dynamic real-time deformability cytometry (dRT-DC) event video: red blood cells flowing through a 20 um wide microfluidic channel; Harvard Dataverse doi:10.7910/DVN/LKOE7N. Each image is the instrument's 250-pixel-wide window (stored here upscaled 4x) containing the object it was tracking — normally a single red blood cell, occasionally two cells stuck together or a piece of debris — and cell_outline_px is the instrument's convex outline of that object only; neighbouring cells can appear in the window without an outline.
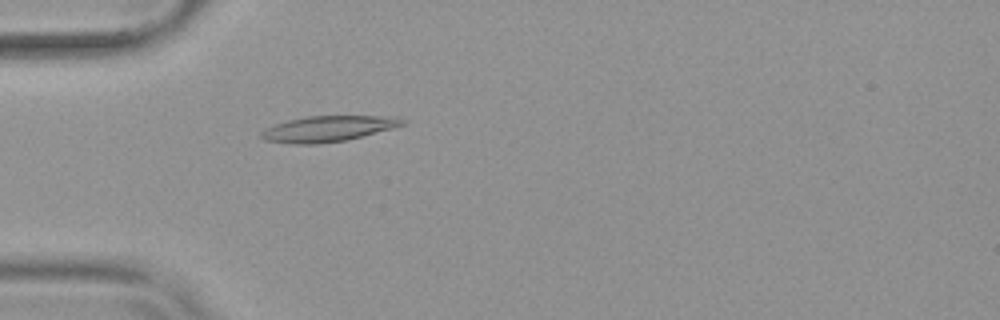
{"species": "common noctule bat (a hibernating species)", "species_latin": "Nyctalus noctula", "temperature_condition": "warm", "stored_images_in_passage": 35, "camera_frame_rate_fps": 3000, "um_per_image_px": 0.085, "animal": {"sex": "female", "body_mass_g": 19.9}, "frame": {"image": 1, "passage_image": 3, "time_ms": 0.667, "image_size_px": [1000, 320], "cell_outline_px": [[408, 124], [344, 140], [316, 144], [292, 144], [264, 140], [260, 136], [260, 132], [264, 128], [288, 120], [308, 116], [396, 116], [408, 120]], "centroid_in_image_um": [27.89, 10.93], "position_along_channel_um": 57.1, "area_um2": 21.15}}
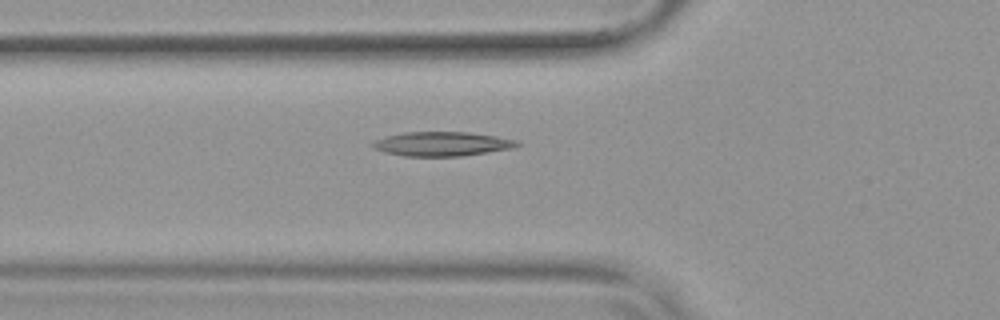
{"frame": {"image": 2, "passage_image": 6, "time_ms": 1.667, "image_size_px": [1000, 320], "cell_outline_px": [[520, 144], [516, 148], [464, 156], [404, 156], [384, 152], [372, 148], [368, 144], [384, 136], [404, 132], [468, 132], [496, 136], [520, 140]], "centroid_in_image_um": [37.59, 12.23], "position_along_channel_um": 88.2, "area_um2": 20.81}}
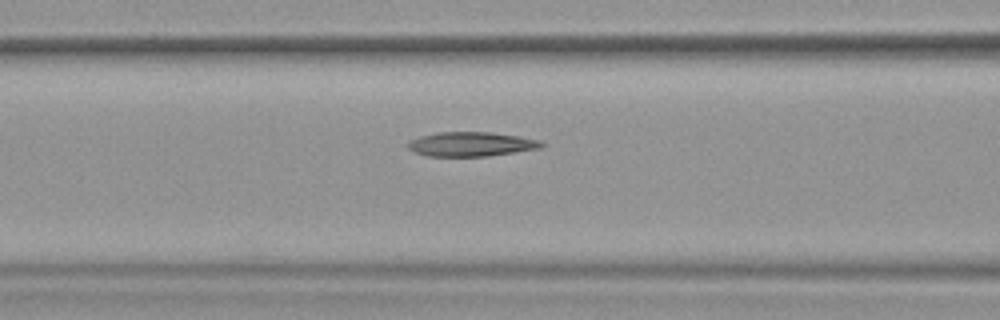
{"frame": {"image": 3, "passage_image": 9, "time_ms": 2.667, "image_size_px": [1000, 320], "cell_outline_px": [[544, 144], [540, 148], [488, 156], [428, 156], [416, 152], [408, 148], [404, 144], [408, 140], [420, 136], [436, 132], [492, 132], [540, 140]], "centroid_in_image_um": [39.98, 12.24], "position_along_channel_um": 126.6, "area_um2": 18.96}, "authors_computed_cell_mechanics": {"area_um2": 19.1896, "velocity_mm_per_s": 3.7898, "shape_relaxation_time_tau1_ms": 8.1294, "shape_relaxation_time_tau2_ms": 3.2198, "deformation_change_tau1": 0.2052, "deformation_change_tau2": 0.1073}}